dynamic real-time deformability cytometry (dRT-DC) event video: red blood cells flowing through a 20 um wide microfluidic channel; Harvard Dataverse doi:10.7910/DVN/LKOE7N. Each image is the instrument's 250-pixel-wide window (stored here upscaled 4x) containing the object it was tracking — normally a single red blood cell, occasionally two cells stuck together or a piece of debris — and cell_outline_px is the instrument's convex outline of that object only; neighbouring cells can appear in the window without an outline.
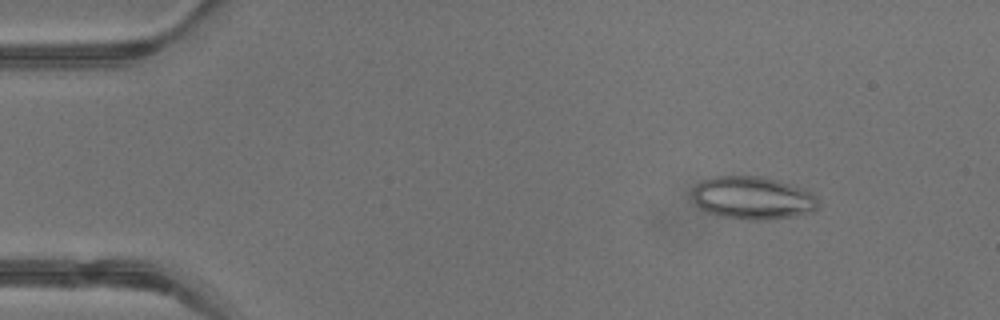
{"species": "common noctule bat (a hibernating species)", "species_latin": "Nyctalus noctula", "temperature_condition": "warm", "stored_images_in_passage": 40, "camera_frame_rate_fps": 3000, "um_per_image_px": 0.085, "animal": {"sex": "male", "body_mass_g": 13.3}, "frame": {"image": 1, "passage_image": 3, "time_ms": 0.667, "image_size_px": [1000, 320], "cell_outline_px": [[820, 204], [812, 212], [792, 216], [768, 220], [744, 220], [720, 216], [708, 212], [700, 208], [696, 204], [692, 196], [692, 188], [696, 184], [704, 180], [716, 176], [760, 176], [776, 180], [804, 188], [816, 196]], "centroid_in_image_um": [63.98, 16.83], "position_along_channel_um": 21.0, "area_um2": 31.62}}
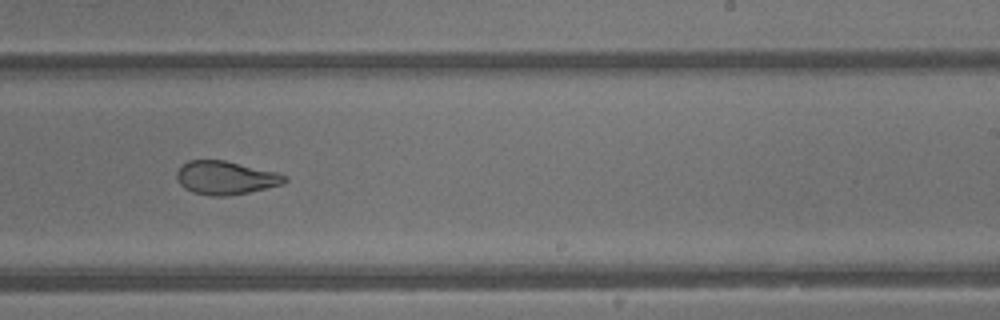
{"frame": {"image": 2, "passage_image": 24, "time_ms": 7.667, "image_size_px": [1000, 320], "cell_outline_px": [[288, 180], [284, 184], [248, 192], [224, 196], [208, 196], [192, 192], [184, 188], [176, 180], [176, 172], [188, 160], [224, 160], [276, 172], [288, 176]], "centroid_in_image_um": [19.17, 15.12], "position_along_channel_um": 269.8, "area_um2": 21.04}}
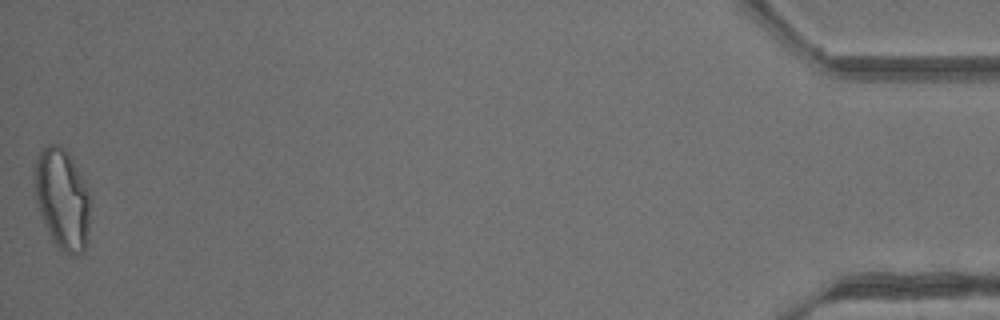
{"frame": {"image": 3, "passage_image": 40, "time_ms": 13.0, "image_size_px": [1000, 320], "cell_outline_px": [[88, 228], [84, 252], [76, 256], [72, 256], [60, 248], [52, 240], [40, 212], [36, 200], [32, 184], [32, 164], [36, 156], [48, 144], [60, 144], [72, 156], [88, 188]], "centroid_in_image_um": [5.24, 16.83], "position_along_channel_um": 430.0, "area_um2": 33.06}, "authors_computed_cell_mechanics": {"area_um2": 25.1719, "velocity_mm_per_s": 4.8769, "shape_relaxation_time_tau1_ms": null, "shape_relaxation_time_tau2_ms": 1.3344, "deformation_change_tau1": null, "deformation_change_tau2": 0.0884}}